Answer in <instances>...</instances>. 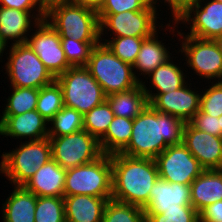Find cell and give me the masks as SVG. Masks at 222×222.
Listing matches in <instances>:
<instances>
[{
  "mask_svg": "<svg viewBox=\"0 0 222 222\" xmlns=\"http://www.w3.org/2000/svg\"><path fill=\"white\" fill-rule=\"evenodd\" d=\"M115 116L134 119L149 104L141 83L132 89L106 96Z\"/></svg>",
  "mask_w": 222,
  "mask_h": 222,
  "instance_id": "cell-26",
  "label": "cell"
},
{
  "mask_svg": "<svg viewBox=\"0 0 222 222\" xmlns=\"http://www.w3.org/2000/svg\"><path fill=\"white\" fill-rule=\"evenodd\" d=\"M177 65L178 64H174L172 57V61L169 59L166 63L153 70L146 79L150 78L151 87L157 92L152 93V88L151 90L147 88V84H145L146 81L143 82L142 80L140 83L144 92L146 94H164L184 86L187 83V77L179 65Z\"/></svg>",
  "mask_w": 222,
  "mask_h": 222,
  "instance_id": "cell-25",
  "label": "cell"
},
{
  "mask_svg": "<svg viewBox=\"0 0 222 222\" xmlns=\"http://www.w3.org/2000/svg\"><path fill=\"white\" fill-rule=\"evenodd\" d=\"M207 1L205 3V0H199L188 5L172 20L174 26L168 23L164 30L168 31L169 29V33L171 32L174 36L173 33H175L176 27L179 23H183V25H190V32L186 33L188 36L213 40L215 37L222 35V2ZM202 2L205 3L204 6Z\"/></svg>",
  "mask_w": 222,
  "mask_h": 222,
  "instance_id": "cell-10",
  "label": "cell"
},
{
  "mask_svg": "<svg viewBox=\"0 0 222 222\" xmlns=\"http://www.w3.org/2000/svg\"><path fill=\"white\" fill-rule=\"evenodd\" d=\"M146 38L149 37H112L110 40L100 38V41H103L101 43H104L115 56L133 66Z\"/></svg>",
  "mask_w": 222,
  "mask_h": 222,
  "instance_id": "cell-33",
  "label": "cell"
},
{
  "mask_svg": "<svg viewBox=\"0 0 222 222\" xmlns=\"http://www.w3.org/2000/svg\"><path fill=\"white\" fill-rule=\"evenodd\" d=\"M73 195L112 198L111 155L102 154L93 162L66 169L64 197Z\"/></svg>",
  "mask_w": 222,
  "mask_h": 222,
  "instance_id": "cell-5",
  "label": "cell"
},
{
  "mask_svg": "<svg viewBox=\"0 0 222 222\" xmlns=\"http://www.w3.org/2000/svg\"><path fill=\"white\" fill-rule=\"evenodd\" d=\"M68 0H39L40 6L46 11L50 6L58 4V3H64Z\"/></svg>",
  "mask_w": 222,
  "mask_h": 222,
  "instance_id": "cell-44",
  "label": "cell"
},
{
  "mask_svg": "<svg viewBox=\"0 0 222 222\" xmlns=\"http://www.w3.org/2000/svg\"><path fill=\"white\" fill-rule=\"evenodd\" d=\"M154 0H104L97 14H117L126 11H141Z\"/></svg>",
  "mask_w": 222,
  "mask_h": 222,
  "instance_id": "cell-38",
  "label": "cell"
},
{
  "mask_svg": "<svg viewBox=\"0 0 222 222\" xmlns=\"http://www.w3.org/2000/svg\"><path fill=\"white\" fill-rule=\"evenodd\" d=\"M158 1V0H157ZM199 0H159L158 2L161 3H166L168 4L167 6L170 7L171 9V14L173 15L172 20L179 15V13H181L188 5L192 4V3H196Z\"/></svg>",
  "mask_w": 222,
  "mask_h": 222,
  "instance_id": "cell-42",
  "label": "cell"
},
{
  "mask_svg": "<svg viewBox=\"0 0 222 222\" xmlns=\"http://www.w3.org/2000/svg\"><path fill=\"white\" fill-rule=\"evenodd\" d=\"M215 44L217 45L220 53L222 54V35H219L213 39Z\"/></svg>",
  "mask_w": 222,
  "mask_h": 222,
  "instance_id": "cell-45",
  "label": "cell"
},
{
  "mask_svg": "<svg viewBox=\"0 0 222 222\" xmlns=\"http://www.w3.org/2000/svg\"><path fill=\"white\" fill-rule=\"evenodd\" d=\"M211 83L201 94L199 111L219 118L222 115V82Z\"/></svg>",
  "mask_w": 222,
  "mask_h": 222,
  "instance_id": "cell-36",
  "label": "cell"
},
{
  "mask_svg": "<svg viewBox=\"0 0 222 222\" xmlns=\"http://www.w3.org/2000/svg\"><path fill=\"white\" fill-rule=\"evenodd\" d=\"M188 82L179 89L164 94H146L149 105L158 112L176 116L189 122L200 110L201 93ZM189 85V87H188Z\"/></svg>",
  "mask_w": 222,
  "mask_h": 222,
  "instance_id": "cell-15",
  "label": "cell"
},
{
  "mask_svg": "<svg viewBox=\"0 0 222 222\" xmlns=\"http://www.w3.org/2000/svg\"><path fill=\"white\" fill-rule=\"evenodd\" d=\"M48 138L52 159L64 169L93 162L103 154L99 141L84 129L69 135Z\"/></svg>",
  "mask_w": 222,
  "mask_h": 222,
  "instance_id": "cell-11",
  "label": "cell"
},
{
  "mask_svg": "<svg viewBox=\"0 0 222 222\" xmlns=\"http://www.w3.org/2000/svg\"><path fill=\"white\" fill-rule=\"evenodd\" d=\"M199 222H222V200L204 208L199 213Z\"/></svg>",
  "mask_w": 222,
  "mask_h": 222,
  "instance_id": "cell-41",
  "label": "cell"
},
{
  "mask_svg": "<svg viewBox=\"0 0 222 222\" xmlns=\"http://www.w3.org/2000/svg\"><path fill=\"white\" fill-rule=\"evenodd\" d=\"M157 0H154L146 9L141 11H126L117 14H98L100 22V36L105 31H111L112 37H150L163 24L156 26L159 14L156 8ZM157 21V22H156ZM158 27V29H157ZM105 30V31H104ZM115 35V36H114Z\"/></svg>",
  "mask_w": 222,
  "mask_h": 222,
  "instance_id": "cell-9",
  "label": "cell"
},
{
  "mask_svg": "<svg viewBox=\"0 0 222 222\" xmlns=\"http://www.w3.org/2000/svg\"><path fill=\"white\" fill-rule=\"evenodd\" d=\"M6 46H8V45L2 40V38L0 36V58L3 55L4 51L6 50V48H7Z\"/></svg>",
  "mask_w": 222,
  "mask_h": 222,
  "instance_id": "cell-46",
  "label": "cell"
},
{
  "mask_svg": "<svg viewBox=\"0 0 222 222\" xmlns=\"http://www.w3.org/2000/svg\"><path fill=\"white\" fill-rule=\"evenodd\" d=\"M45 20L60 35L77 41H100V22L96 11L68 2L50 6Z\"/></svg>",
  "mask_w": 222,
  "mask_h": 222,
  "instance_id": "cell-3",
  "label": "cell"
},
{
  "mask_svg": "<svg viewBox=\"0 0 222 222\" xmlns=\"http://www.w3.org/2000/svg\"><path fill=\"white\" fill-rule=\"evenodd\" d=\"M73 5H79L98 12L104 3V0H68Z\"/></svg>",
  "mask_w": 222,
  "mask_h": 222,
  "instance_id": "cell-43",
  "label": "cell"
},
{
  "mask_svg": "<svg viewBox=\"0 0 222 222\" xmlns=\"http://www.w3.org/2000/svg\"><path fill=\"white\" fill-rule=\"evenodd\" d=\"M66 169L50 159L23 185L37 197H64Z\"/></svg>",
  "mask_w": 222,
  "mask_h": 222,
  "instance_id": "cell-20",
  "label": "cell"
},
{
  "mask_svg": "<svg viewBox=\"0 0 222 222\" xmlns=\"http://www.w3.org/2000/svg\"><path fill=\"white\" fill-rule=\"evenodd\" d=\"M11 87L13 91L8 96L2 115H19L27 111L36 110L39 89Z\"/></svg>",
  "mask_w": 222,
  "mask_h": 222,
  "instance_id": "cell-30",
  "label": "cell"
},
{
  "mask_svg": "<svg viewBox=\"0 0 222 222\" xmlns=\"http://www.w3.org/2000/svg\"><path fill=\"white\" fill-rule=\"evenodd\" d=\"M158 36L156 31L152 36L143 41L137 59L133 64L134 76L139 82L142 81V79L138 78L139 75H145L144 77H146L158 66L171 59L172 53L167 50L168 48H166L162 40H158ZM138 71L141 74L136 75Z\"/></svg>",
  "mask_w": 222,
  "mask_h": 222,
  "instance_id": "cell-24",
  "label": "cell"
},
{
  "mask_svg": "<svg viewBox=\"0 0 222 222\" xmlns=\"http://www.w3.org/2000/svg\"><path fill=\"white\" fill-rule=\"evenodd\" d=\"M48 137H60L83 130V115L68 107H63L49 121Z\"/></svg>",
  "mask_w": 222,
  "mask_h": 222,
  "instance_id": "cell-28",
  "label": "cell"
},
{
  "mask_svg": "<svg viewBox=\"0 0 222 222\" xmlns=\"http://www.w3.org/2000/svg\"><path fill=\"white\" fill-rule=\"evenodd\" d=\"M146 222H199L195 208L165 209L161 214H145Z\"/></svg>",
  "mask_w": 222,
  "mask_h": 222,
  "instance_id": "cell-37",
  "label": "cell"
},
{
  "mask_svg": "<svg viewBox=\"0 0 222 222\" xmlns=\"http://www.w3.org/2000/svg\"><path fill=\"white\" fill-rule=\"evenodd\" d=\"M63 198L66 222H101L105 206L112 199L88 195Z\"/></svg>",
  "mask_w": 222,
  "mask_h": 222,
  "instance_id": "cell-21",
  "label": "cell"
},
{
  "mask_svg": "<svg viewBox=\"0 0 222 222\" xmlns=\"http://www.w3.org/2000/svg\"><path fill=\"white\" fill-rule=\"evenodd\" d=\"M194 208L191 205V187L180 183H170L158 178L152 186L145 214H161L165 209Z\"/></svg>",
  "mask_w": 222,
  "mask_h": 222,
  "instance_id": "cell-17",
  "label": "cell"
},
{
  "mask_svg": "<svg viewBox=\"0 0 222 222\" xmlns=\"http://www.w3.org/2000/svg\"><path fill=\"white\" fill-rule=\"evenodd\" d=\"M191 187V205L200 213L208 205L222 200V169L204 170Z\"/></svg>",
  "mask_w": 222,
  "mask_h": 222,
  "instance_id": "cell-22",
  "label": "cell"
},
{
  "mask_svg": "<svg viewBox=\"0 0 222 222\" xmlns=\"http://www.w3.org/2000/svg\"><path fill=\"white\" fill-rule=\"evenodd\" d=\"M189 123L197 130L222 137L220 117L217 118L198 111Z\"/></svg>",
  "mask_w": 222,
  "mask_h": 222,
  "instance_id": "cell-39",
  "label": "cell"
},
{
  "mask_svg": "<svg viewBox=\"0 0 222 222\" xmlns=\"http://www.w3.org/2000/svg\"><path fill=\"white\" fill-rule=\"evenodd\" d=\"M185 124L180 118L158 112L148 104L133 119L131 139L120 153L155 159L168 146L182 143Z\"/></svg>",
  "mask_w": 222,
  "mask_h": 222,
  "instance_id": "cell-1",
  "label": "cell"
},
{
  "mask_svg": "<svg viewBox=\"0 0 222 222\" xmlns=\"http://www.w3.org/2000/svg\"><path fill=\"white\" fill-rule=\"evenodd\" d=\"M177 32L176 35L183 38L178 53H183V58L186 59L184 65L192 68L194 74L200 78L214 81L217 79V82H222V54L215 42L211 39L188 36L178 30Z\"/></svg>",
  "mask_w": 222,
  "mask_h": 222,
  "instance_id": "cell-12",
  "label": "cell"
},
{
  "mask_svg": "<svg viewBox=\"0 0 222 222\" xmlns=\"http://www.w3.org/2000/svg\"><path fill=\"white\" fill-rule=\"evenodd\" d=\"M35 28V32L30 33L31 36L29 35L26 43L56 78L72 67L65 57L60 35L46 20L40 21Z\"/></svg>",
  "mask_w": 222,
  "mask_h": 222,
  "instance_id": "cell-14",
  "label": "cell"
},
{
  "mask_svg": "<svg viewBox=\"0 0 222 222\" xmlns=\"http://www.w3.org/2000/svg\"><path fill=\"white\" fill-rule=\"evenodd\" d=\"M114 116L108 102L105 100L83 115V128L99 141L106 134Z\"/></svg>",
  "mask_w": 222,
  "mask_h": 222,
  "instance_id": "cell-29",
  "label": "cell"
},
{
  "mask_svg": "<svg viewBox=\"0 0 222 222\" xmlns=\"http://www.w3.org/2000/svg\"><path fill=\"white\" fill-rule=\"evenodd\" d=\"M63 107L62 88L56 80L39 89L36 110L47 121H50Z\"/></svg>",
  "mask_w": 222,
  "mask_h": 222,
  "instance_id": "cell-31",
  "label": "cell"
},
{
  "mask_svg": "<svg viewBox=\"0 0 222 222\" xmlns=\"http://www.w3.org/2000/svg\"><path fill=\"white\" fill-rule=\"evenodd\" d=\"M112 200L145 208L152 186L159 178L152 158L111 155Z\"/></svg>",
  "mask_w": 222,
  "mask_h": 222,
  "instance_id": "cell-2",
  "label": "cell"
},
{
  "mask_svg": "<svg viewBox=\"0 0 222 222\" xmlns=\"http://www.w3.org/2000/svg\"><path fill=\"white\" fill-rule=\"evenodd\" d=\"M0 136L41 140L48 137L47 121L37 110L19 115H0ZM48 124V125H47Z\"/></svg>",
  "mask_w": 222,
  "mask_h": 222,
  "instance_id": "cell-18",
  "label": "cell"
},
{
  "mask_svg": "<svg viewBox=\"0 0 222 222\" xmlns=\"http://www.w3.org/2000/svg\"><path fill=\"white\" fill-rule=\"evenodd\" d=\"M132 127L133 119L114 116L106 134L99 140L102 153H120L131 139Z\"/></svg>",
  "mask_w": 222,
  "mask_h": 222,
  "instance_id": "cell-27",
  "label": "cell"
},
{
  "mask_svg": "<svg viewBox=\"0 0 222 222\" xmlns=\"http://www.w3.org/2000/svg\"><path fill=\"white\" fill-rule=\"evenodd\" d=\"M221 132H222V115L220 116Z\"/></svg>",
  "mask_w": 222,
  "mask_h": 222,
  "instance_id": "cell-47",
  "label": "cell"
},
{
  "mask_svg": "<svg viewBox=\"0 0 222 222\" xmlns=\"http://www.w3.org/2000/svg\"><path fill=\"white\" fill-rule=\"evenodd\" d=\"M2 204L3 222H35L37 196L24 186H14Z\"/></svg>",
  "mask_w": 222,
  "mask_h": 222,
  "instance_id": "cell-23",
  "label": "cell"
},
{
  "mask_svg": "<svg viewBox=\"0 0 222 222\" xmlns=\"http://www.w3.org/2000/svg\"><path fill=\"white\" fill-rule=\"evenodd\" d=\"M19 147L4 152L0 162V173L14 186H23L39 169L52 159L49 138L21 142Z\"/></svg>",
  "mask_w": 222,
  "mask_h": 222,
  "instance_id": "cell-6",
  "label": "cell"
},
{
  "mask_svg": "<svg viewBox=\"0 0 222 222\" xmlns=\"http://www.w3.org/2000/svg\"><path fill=\"white\" fill-rule=\"evenodd\" d=\"M102 87L106 96L136 87L133 66L123 62L104 44H97L85 66Z\"/></svg>",
  "mask_w": 222,
  "mask_h": 222,
  "instance_id": "cell-4",
  "label": "cell"
},
{
  "mask_svg": "<svg viewBox=\"0 0 222 222\" xmlns=\"http://www.w3.org/2000/svg\"><path fill=\"white\" fill-rule=\"evenodd\" d=\"M159 178L190 185L205 169L183 143L170 145L155 159Z\"/></svg>",
  "mask_w": 222,
  "mask_h": 222,
  "instance_id": "cell-13",
  "label": "cell"
},
{
  "mask_svg": "<svg viewBox=\"0 0 222 222\" xmlns=\"http://www.w3.org/2000/svg\"><path fill=\"white\" fill-rule=\"evenodd\" d=\"M42 20H45V14L0 6V36L6 44L10 43L9 40H13L14 43L12 42V44L14 45L26 43L28 33H30L33 25L35 27Z\"/></svg>",
  "mask_w": 222,
  "mask_h": 222,
  "instance_id": "cell-19",
  "label": "cell"
},
{
  "mask_svg": "<svg viewBox=\"0 0 222 222\" xmlns=\"http://www.w3.org/2000/svg\"><path fill=\"white\" fill-rule=\"evenodd\" d=\"M0 6L33 13L37 12V14H45V10L40 6L39 0H0Z\"/></svg>",
  "mask_w": 222,
  "mask_h": 222,
  "instance_id": "cell-40",
  "label": "cell"
},
{
  "mask_svg": "<svg viewBox=\"0 0 222 222\" xmlns=\"http://www.w3.org/2000/svg\"><path fill=\"white\" fill-rule=\"evenodd\" d=\"M182 143L205 170L222 169V137L197 130L186 122Z\"/></svg>",
  "mask_w": 222,
  "mask_h": 222,
  "instance_id": "cell-16",
  "label": "cell"
},
{
  "mask_svg": "<svg viewBox=\"0 0 222 222\" xmlns=\"http://www.w3.org/2000/svg\"><path fill=\"white\" fill-rule=\"evenodd\" d=\"M65 57L72 67L86 66L93 48L101 41H77L70 38H60Z\"/></svg>",
  "mask_w": 222,
  "mask_h": 222,
  "instance_id": "cell-35",
  "label": "cell"
},
{
  "mask_svg": "<svg viewBox=\"0 0 222 222\" xmlns=\"http://www.w3.org/2000/svg\"><path fill=\"white\" fill-rule=\"evenodd\" d=\"M62 88L63 104L82 115L106 100V95L85 66L70 67L56 77Z\"/></svg>",
  "mask_w": 222,
  "mask_h": 222,
  "instance_id": "cell-7",
  "label": "cell"
},
{
  "mask_svg": "<svg viewBox=\"0 0 222 222\" xmlns=\"http://www.w3.org/2000/svg\"><path fill=\"white\" fill-rule=\"evenodd\" d=\"M101 222H146L144 209L135 205L109 200Z\"/></svg>",
  "mask_w": 222,
  "mask_h": 222,
  "instance_id": "cell-32",
  "label": "cell"
},
{
  "mask_svg": "<svg viewBox=\"0 0 222 222\" xmlns=\"http://www.w3.org/2000/svg\"><path fill=\"white\" fill-rule=\"evenodd\" d=\"M7 47L9 57L4 69L10 86L40 89L56 80L27 43Z\"/></svg>",
  "mask_w": 222,
  "mask_h": 222,
  "instance_id": "cell-8",
  "label": "cell"
},
{
  "mask_svg": "<svg viewBox=\"0 0 222 222\" xmlns=\"http://www.w3.org/2000/svg\"><path fill=\"white\" fill-rule=\"evenodd\" d=\"M35 222H66L63 197H37Z\"/></svg>",
  "mask_w": 222,
  "mask_h": 222,
  "instance_id": "cell-34",
  "label": "cell"
}]
</instances>
